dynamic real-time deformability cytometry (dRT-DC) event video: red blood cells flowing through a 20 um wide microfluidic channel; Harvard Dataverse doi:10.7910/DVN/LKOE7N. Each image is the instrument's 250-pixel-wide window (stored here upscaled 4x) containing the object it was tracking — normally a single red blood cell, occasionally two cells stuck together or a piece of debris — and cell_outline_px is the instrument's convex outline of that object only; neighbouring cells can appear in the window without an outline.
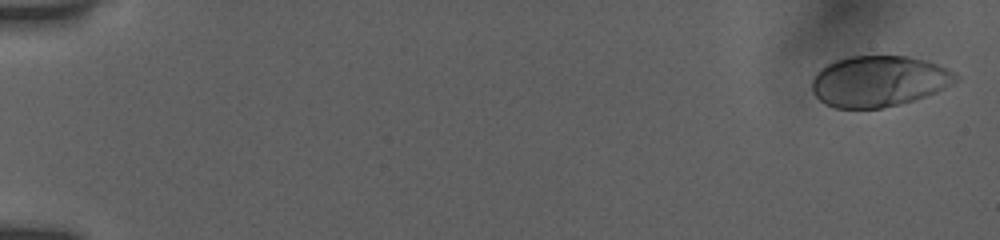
{"species": "human", "species_latin": "Homo sapiens", "temperature_condition": "room temperature", "stored_images_in_passage": 27, "camera_frame_rate_fps": 3000, "um_per_image_px": 0.085, "donor": {"sex": "female"}, "frame": {"image": 1, "passage_image": 1, "time_ms": 0.0, "image_size_px": [1000, 240], "cell_outline_px": [[960, 76], [952, 84], [936, 92], [900, 104], [880, 108], [836, 108], [824, 104], [812, 92], [812, 80], [816, 72], [820, 68], [836, 60], [848, 56], [908, 56], [924, 60], [948, 68], [956, 72]], "centroid_in_image_um": [74.69, 6.9], "position_along_channel_um": 10.3, "area_um2": 42.71}}
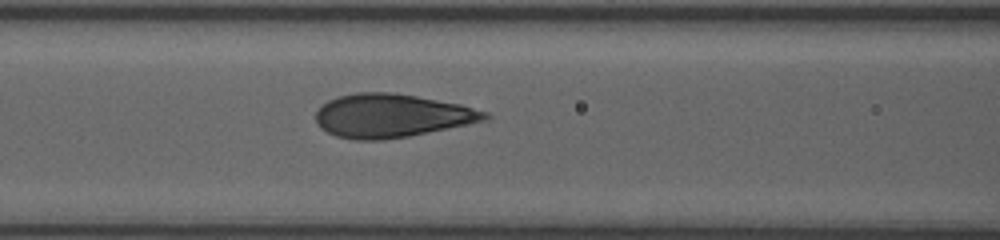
{"frame": {"image": 2, "passage_image": 20, "time_ms": 7.667, "image_size_px": [1000, 240], "cell_outline_px": [[492, 116], [484, 120], [468, 124], [408, 136], [384, 140], [356, 140], [336, 136], [320, 128], [316, 124], [316, 112], [320, 104], [328, 100], [340, 96], [356, 92], [392, 92], [416, 96], [460, 104], [488, 112]], "centroid_in_image_um": [33.25, 9.83], "position_along_channel_um": 133.4, "area_um2": 42.83}}
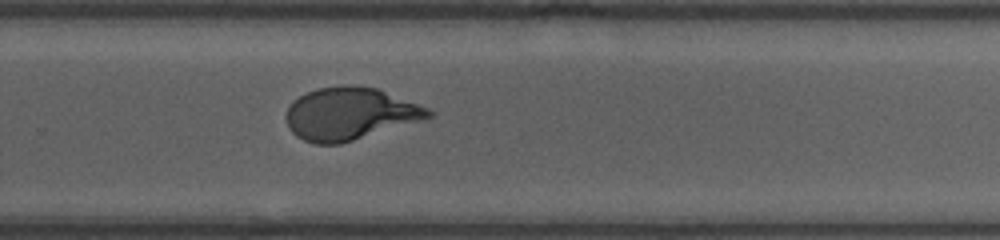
{"frame": {"image": 3, "passage_image": 27, "time_ms": 12.0, "image_size_px": [1000, 240], "cell_outline_px": [[436, 116], [340, 144], [316, 144], [304, 140], [296, 136], [288, 128], [284, 116], [292, 100], [316, 88], [344, 84], [376, 88], [428, 108], [436, 112]], "centroid_in_image_um": [29.72, 9.67], "position_along_channel_um": 300.1, "area_um2": 43.58}}